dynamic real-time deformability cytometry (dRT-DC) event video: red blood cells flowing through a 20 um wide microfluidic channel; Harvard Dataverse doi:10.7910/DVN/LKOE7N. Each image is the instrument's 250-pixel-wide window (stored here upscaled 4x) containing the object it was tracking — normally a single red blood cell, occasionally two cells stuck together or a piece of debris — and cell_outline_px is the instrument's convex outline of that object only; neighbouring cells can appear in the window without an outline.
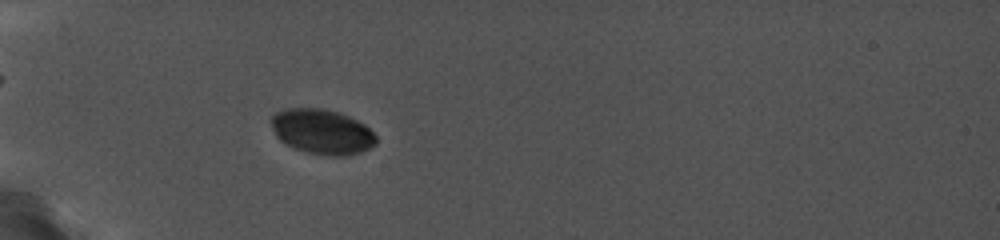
{"species": "common noctule bat (a hibernating species)", "species_latin": "Nyctalus noctula", "temperature_condition": "cold", "stored_images_in_passage": 20, "camera_frame_rate_fps": 5000, "um_per_image_px": 0.085, "animal": {"sex": "female", "body_mass_g": 19.0, "forearm_length_mm": 56.7}, "frame": {"image": 1, "passage_image": 15, "time_ms": 5.0, "image_size_px": [1000, 240], "cell_outline_px": [[376, 144], [360, 152], [344, 156], [328, 156], [308, 152], [292, 148], [280, 140], [276, 136], [272, 128], [272, 116], [276, 112], [284, 108], [324, 108], [340, 112], [364, 124], [376, 136]], "centroid_in_image_um": [27.35, 11.19], "position_along_channel_um": 57.6, "area_um2": 27.51}}